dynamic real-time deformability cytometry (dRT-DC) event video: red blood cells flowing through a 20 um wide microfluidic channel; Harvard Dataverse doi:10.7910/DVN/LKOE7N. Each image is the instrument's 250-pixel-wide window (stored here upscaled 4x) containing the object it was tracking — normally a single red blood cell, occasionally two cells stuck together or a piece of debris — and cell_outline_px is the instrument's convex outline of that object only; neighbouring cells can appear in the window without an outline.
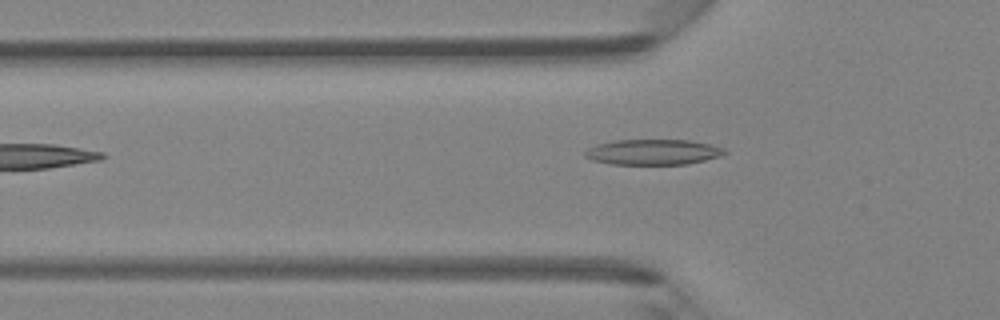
{"species": "Egyptian fruit bat (a non-hibernating species)", "species_latin": "Rousettus aegyptiacus", "temperature_condition": "room temperature", "stored_images_in_passage": 5, "camera_frame_rate_fps": 3000, "um_per_image_px": 0.085, "animal": {"sex": "female"}, "frame": {"image": 1, "passage_image": 4, "time_ms": 3.667, "image_size_px": [1000, 320], "cell_outline_px": [[728, 152], [720, 156], [688, 164], [608, 164], [592, 160], [584, 156], [584, 152], [588, 148], [600, 144], [616, 140], [688, 140], [708, 144], [724, 148]], "centroid_in_image_um": [55.5, 12.93], "position_along_channel_um": 70.3, "area_um2": 20.58}}
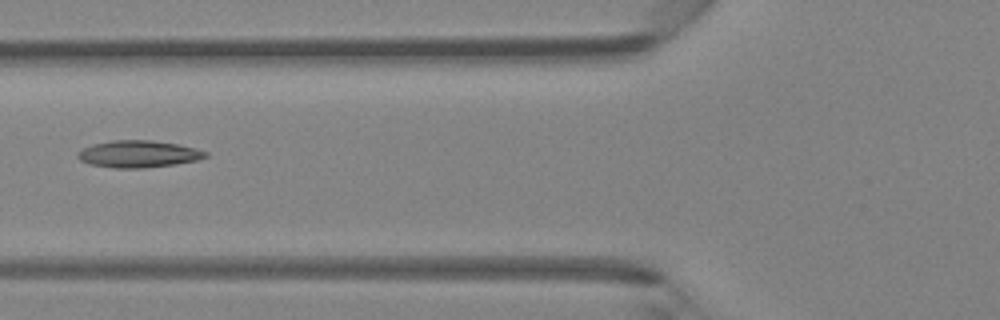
{"frame": {"image": 2, "passage_image": 5, "time_ms": 4.667, "image_size_px": [1000, 320], "cell_outline_px": [[208, 156], [196, 160], [176, 164], [144, 168], [116, 168], [92, 164], [80, 160], [76, 156], [76, 152], [92, 144], [112, 140], [152, 140], [176, 144], [196, 148], [208, 152]], "centroid_in_image_um": [11.76, 13.08], "position_along_channel_um": 114.0, "area_um2": 20.06}}